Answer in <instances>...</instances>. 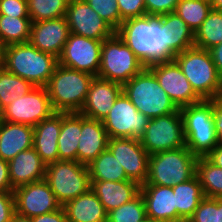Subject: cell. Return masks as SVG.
<instances>
[{
  "instance_id": "obj_1",
  "label": "cell",
  "mask_w": 222,
  "mask_h": 222,
  "mask_svg": "<svg viewBox=\"0 0 222 222\" xmlns=\"http://www.w3.org/2000/svg\"><path fill=\"white\" fill-rule=\"evenodd\" d=\"M167 27L157 16L145 15L122 22L115 31L145 67L173 60L168 49Z\"/></svg>"
},
{
  "instance_id": "obj_2",
  "label": "cell",
  "mask_w": 222,
  "mask_h": 222,
  "mask_svg": "<svg viewBox=\"0 0 222 222\" xmlns=\"http://www.w3.org/2000/svg\"><path fill=\"white\" fill-rule=\"evenodd\" d=\"M58 64L57 57L30 42L6 45L4 68L35 87H46Z\"/></svg>"
},
{
  "instance_id": "obj_3",
  "label": "cell",
  "mask_w": 222,
  "mask_h": 222,
  "mask_svg": "<svg viewBox=\"0 0 222 222\" xmlns=\"http://www.w3.org/2000/svg\"><path fill=\"white\" fill-rule=\"evenodd\" d=\"M173 60L202 100L222 98V77L217 71L209 50L193 46L176 54Z\"/></svg>"
},
{
  "instance_id": "obj_4",
  "label": "cell",
  "mask_w": 222,
  "mask_h": 222,
  "mask_svg": "<svg viewBox=\"0 0 222 222\" xmlns=\"http://www.w3.org/2000/svg\"><path fill=\"white\" fill-rule=\"evenodd\" d=\"M95 76L57 65L46 86L55 112H80Z\"/></svg>"
},
{
  "instance_id": "obj_5",
  "label": "cell",
  "mask_w": 222,
  "mask_h": 222,
  "mask_svg": "<svg viewBox=\"0 0 222 222\" xmlns=\"http://www.w3.org/2000/svg\"><path fill=\"white\" fill-rule=\"evenodd\" d=\"M183 119L185 146L197 157H206L217 145L213 100L179 109Z\"/></svg>"
},
{
  "instance_id": "obj_6",
  "label": "cell",
  "mask_w": 222,
  "mask_h": 222,
  "mask_svg": "<svg viewBox=\"0 0 222 222\" xmlns=\"http://www.w3.org/2000/svg\"><path fill=\"white\" fill-rule=\"evenodd\" d=\"M197 159L186 146L150 155L148 178L143 185L173 187L187 182L196 174Z\"/></svg>"
},
{
  "instance_id": "obj_7",
  "label": "cell",
  "mask_w": 222,
  "mask_h": 222,
  "mask_svg": "<svg viewBox=\"0 0 222 222\" xmlns=\"http://www.w3.org/2000/svg\"><path fill=\"white\" fill-rule=\"evenodd\" d=\"M122 92L137 110L149 119L165 116L178 110L147 67L123 84Z\"/></svg>"
},
{
  "instance_id": "obj_8",
  "label": "cell",
  "mask_w": 222,
  "mask_h": 222,
  "mask_svg": "<svg viewBox=\"0 0 222 222\" xmlns=\"http://www.w3.org/2000/svg\"><path fill=\"white\" fill-rule=\"evenodd\" d=\"M44 180L61 206L91 189L88 166L77 161L58 160L46 165Z\"/></svg>"
},
{
  "instance_id": "obj_9",
  "label": "cell",
  "mask_w": 222,
  "mask_h": 222,
  "mask_svg": "<svg viewBox=\"0 0 222 222\" xmlns=\"http://www.w3.org/2000/svg\"><path fill=\"white\" fill-rule=\"evenodd\" d=\"M144 68V64L116 32L103 40L101 64L97 77L123 85Z\"/></svg>"
},
{
  "instance_id": "obj_10",
  "label": "cell",
  "mask_w": 222,
  "mask_h": 222,
  "mask_svg": "<svg viewBox=\"0 0 222 222\" xmlns=\"http://www.w3.org/2000/svg\"><path fill=\"white\" fill-rule=\"evenodd\" d=\"M139 140L149 155L184 147L185 136L180 110L150 119Z\"/></svg>"
},
{
  "instance_id": "obj_11",
  "label": "cell",
  "mask_w": 222,
  "mask_h": 222,
  "mask_svg": "<svg viewBox=\"0 0 222 222\" xmlns=\"http://www.w3.org/2000/svg\"><path fill=\"white\" fill-rule=\"evenodd\" d=\"M55 111L46 87H34L0 111V120L35 127Z\"/></svg>"
},
{
  "instance_id": "obj_12",
  "label": "cell",
  "mask_w": 222,
  "mask_h": 222,
  "mask_svg": "<svg viewBox=\"0 0 222 222\" xmlns=\"http://www.w3.org/2000/svg\"><path fill=\"white\" fill-rule=\"evenodd\" d=\"M149 118L139 112L130 99L122 92L102 120L111 138H138L145 133Z\"/></svg>"
},
{
  "instance_id": "obj_13",
  "label": "cell",
  "mask_w": 222,
  "mask_h": 222,
  "mask_svg": "<svg viewBox=\"0 0 222 222\" xmlns=\"http://www.w3.org/2000/svg\"><path fill=\"white\" fill-rule=\"evenodd\" d=\"M102 42L70 33L58 58L59 64L97 77L101 64Z\"/></svg>"
},
{
  "instance_id": "obj_14",
  "label": "cell",
  "mask_w": 222,
  "mask_h": 222,
  "mask_svg": "<svg viewBox=\"0 0 222 222\" xmlns=\"http://www.w3.org/2000/svg\"><path fill=\"white\" fill-rule=\"evenodd\" d=\"M147 68L178 109L202 101L174 60L157 62Z\"/></svg>"
},
{
  "instance_id": "obj_15",
  "label": "cell",
  "mask_w": 222,
  "mask_h": 222,
  "mask_svg": "<svg viewBox=\"0 0 222 222\" xmlns=\"http://www.w3.org/2000/svg\"><path fill=\"white\" fill-rule=\"evenodd\" d=\"M108 149L122 165L129 180L140 186L146 183L150 155L138 138H111Z\"/></svg>"
},
{
  "instance_id": "obj_16",
  "label": "cell",
  "mask_w": 222,
  "mask_h": 222,
  "mask_svg": "<svg viewBox=\"0 0 222 222\" xmlns=\"http://www.w3.org/2000/svg\"><path fill=\"white\" fill-rule=\"evenodd\" d=\"M65 17L70 33L75 35L103 41L115 33L86 0H69Z\"/></svg>"
},
{
  "instance_id": "obj_17",
  "label": "cell",
  "mask_w": 222,
  "mask_h": 222,
  "mask_svg": "<svg viewBox=\"0 0 222 222\" xmlns=\"http://www.w3.org/2000/svg\"><path fill=\"white\" fill-rule=\"evenodd\" d=\"M13 194L15 212L29 218L56 211L61 207L44 179L18 187L13 190Z\"/></svg>"
},
{
  "instance_id": "obj_18",
  "label": "cell",
  "mask_w": 222,
  "mask_h": 222,
  "mask_svg": "<svg viewBox=\"0 0 222 222\" xmlns=\"http://www.w3.org/2000/svg\"><path fill=\"white\" fill-rule=\"evenodd\" d=\"M70 35L66 17L32 22L29 42L59 58Z\"/></svg>"
},
{
  "instance_id": "obj_19",
  "label": "cell",
  "mask_w": 222,
  "mask_h": 222,
  "mask_svg": "<svg viewBox=\"0 0 222 222\" xmlns=\"http://www.w3.org/2000/svg\"><path fill=\"white\" fill-rule=\"evenodd\" d=\"M122 93V85L117 82L94 77L80 114L85 117L103 120Z\"/></svg>"
},
{
  "instance_id": "obj_20",
  "label": "cell",
  "mask_w": 222,
  "mask_h": 222,
  "mask_svg": "<svg viewBox=\"0 0 222 222\" xmlns=\"http://www.w3.org/2000/svg\"><path fill=\"white\" fill-rule=\"evenodd\" d=\"M109 136L101 120L81 114V133L77 148V162L88 165L108 148Z\"/></svg>"
},
{
  "instance_id": "obj_21",
  "label": "cell",
  "mask_w": 222,
  "mask_h": 222,
  "mask_svg": "<svg viewBox=\"0 0 222 222\" xmlns=\"http://www.w3.org/2000/svg\"><path fill=\"white\" fill-rule=\"evenodd\" d=\"M140 193L144 200L146 216L159 222L182 218L175 209L173 187L141 185Z\"/></svg>"
},
{
  "instance_id": "obj_22",
  "label": "cell",
  "mask_w": 222,
  "mask_h": 222,
  "mask_svg": "<svg viewBox=\"0 0 222 222\" xmlns=\"http://www.w3.org/2000/svg\"><path fill=\"white\" fill-rule=\"evenodd\" d=\"M61 130V112H54L34 127L33 148L45 165L59 160L58 138Z\"/></svg>"
},
{
  "instance_id": "obj_23",
  "label": "cell",
  "mask_w": 222,
  "mask_h": 222,
  "mask_svg": "<svg viewBox=\"0 0 222 222\" xmlns=\"http://www.w3.org/2000/svg\"><path fill=\"white\" fill-rule=\"evenodd\" d=\"M8 164L13 189L45 178L46 165L33 147L17 154Z\"/></svg>"
},
{
  "instance_id": "obj_24",
  "label": "cell",
  "mask_w": 222,
  "mask_h": 222,
  "mask_svg": "<svg viewBox=\"0 0 222 222\" xmlns=\"http://www.w3.org/2000/svg\"><path fill=\"white\" fill-rule=\"evenodd\" d=\"M34 127L0 120V158L9 162L33 147Z\"/></svg>"
},
{
  "instance_id": "obj_25",
  "label": "cell",
  "mask_w": 222,
  "mask_h": 222,
  "mask_svg": "<svg viewBox=\"0 0 222 222\" xmlns=\"http://www.w3.org/2000/svg\"><path fill=\"white\" fill-rule=\"evenodd\" d=\"M140 188L141 186L132 180L91 181V190L107 213L135 198L140 193Z\"/></svg>"
},
{
  "instance_id": "obj_26",
  "label": "cell",
  "mask_w": 222,
  "mask_h": 222,
  "mask_svg": "<svg viewBox=\"0 0 222 222\" xmlns=\"http://www.w3.org/2000/svg\"><path fill=\"white\" fill-rule=\"evenodd\" d=\"M62 207L68 222H107L108 213L91 189Z\"/></svg>"
},
{
  "instance_id": "obj_27",
  "label": "cell",
  "mask_w": 222,
  "mask_h": 222,
  "mask_svg": "<svg viewBox=\"0 0 222 222\" xmlns=\"http://www.w3.org/2000/svg\"><path fill=\"white\" fill-rule=\"evenodd\" d=\"M81 133V114L61 112V130L58 138L59 160L77 161Z\"/></svg>"
},
{
  "instance_id": "obj_28",
  "label": "cell",
  "mask_w": 222,
  "mask_h": 222,
  "mask_svg": "<svg viewBox=\"0 0 222 222\" xmlns=\"http://www.w3.org/2000/svg\"><path fill=\"white\" fill-rule=\"evenodd\" d=\"M167 27L168 49L179 54L194 46V32L175 12L158 16Z\"/></svg>"
},
{
  "instance_id": "obj_29",
  "label": "cell",
  "mask_w": 222,
  "mask_h": 222,
  "mask_svg": "<svg viewBox=\"0 0 222 222\" xmlns=\"http://www.w3.org/2000/svg\"><path fill=\"white\" fill-rule=\"evenodd\" d=\"M175 209L182 218L189 219L204 198L198 177L173 186Z\"/></svg>"
},
{
  "instance_id": "obj_30",
  "label": "cell",
  "mask_w": 222,
  "mask_h": 222,
  "mask_svg": "<svg viewBox=\"0 0 222 222\" xmlns=\"http://www.w3.org/2000/svg\"><path fill=\"white\" fill-rule=\"evenodd\" d=\"M91 181L129 180L122 165L107 148L87 165Z\"/></svg>"
},
{
  "instance_id": "obj_31",
  "label": "cell",
  "mask_w": 222,
  "mask_h": 222,
  "mask_svg": "<svg viewBox=\"0 0 222 222\" xmlns=\"http://www.w3.org/2000/svg\"><path fill=\"white\" fill-rule=\"evenodd\" d=\"M222 42V11L212 9L194 33V46L210 50Z\"/></svg>"
},
{
  "instance_id": "obj_32",
  "label": "cell",
  "mask_w": 222,
  "mask_h": 222,
  "mask_svg": "<svg viewBox=\"0 0 222 222\" xmlns=\"http://www.w3.org/2000/svg\"><path fill=\"white\" fill-rule=\"evenodd\" d=\"M204 197H222V168L215 166L206 157H198L196 174Z\"/></svg>"
},
{
  "instance_id": "obj_33",
  "label": "cell",
  "mask_w": 222,
  "mask_h": 222,
  "mask_svg": "<svg viewBox=\"0 0 222 222\" xmlns=\"http://www.w3.org/2000/svg\"><path fill=\"white\" fill-rule=\"evenodd\" d=\"M35 86L25 79L0 68V111L13 102L29 93Z\"/></svg>"
},
{
  "instance_id": "obj_34",
  "label": "cell",
  "mask_w": 222,
  "mask_h": 222,
  "mask_svg": "<svg viewBox=\"0 0 222 222\" xmlns=\"http://www.w3.org/2000/svg\"><path fill=\"white\" fill-rule=\"evenodd\" d=\"M31 25L30 18L0 15V40L5 45L29 42Z\"/></svg>"
},
{
  "instance_id": "obj_35",
  "label": "cell",
  "mask_w": 222,
  "mask_h": 222,
  "mask_svg": "<svg viewBox=\"0 0 222 222\" xmlns=\"http://www.w3.org/2000/svg\"><path fill=\"white\" fill-rule=\"evenodd\" d=\"M212 10L209 0H180L176 6L177 13L195 33Z\"/></svg>"
},
{
  "instance_id": "obj_36",
  "label": "cell",
  "mask_w": 222,
  "mask_h": 222,
  "mask_svg": "<svg viewBox=\"0 0 222 222\" xmlns=\"http://www.w3.org/2000/svg\"><path fill=\"white\" fill-rule=\"evenodd\" d=\"M69 0H27L32 22L65 17Z\"/></svg>"
},
{
  "instance_id": "obj_37",
  "label": "cell",
  "mask_w": 222,
  "mask_h": 222,
  "mask_svg": "<svg viewBox=\"0 0 222 222\" xmlns=\"http://www.w3.org/2000/svg\"><path fill=\"white\" fill-rule=\"evenodd\" d=\"M146 216L145 204L141 193L131 201L111 210L107 222H139Z\"/></svg>"
},
{
  "instance_id": "obj_38",
  "label": "cell",
  "mask_w": 222,
  "mask_h": 222,
  "mask_svg": "<svg viewBox=\"0 0 222 222\" xmlns=\"http://www.w3.org/2000/svg\"><path fill=\"white\" fill-rule=\"evenodd\" d=\"M89 6L100 15L115 31L122 24L117 0H86Z\"/></svg>"
},
{
  "instance_id": "obj_39",
  "label": "cell",
  "mask_w": 222,
  "mask_h": 222,
  "mask_svg": "<svg viewBox=\"0 0 222 222\" xmlns=\"http://www.w3.org/2000/svg\"><path fill=\"white\" fill-rule=\"evenodd\" d=\"M189 219L191 222H218V198L204 197Z\"/></svg>"
},
{
  "instance_id": "obj_40",
  "label": "cell",
  "mask_w": 222,
  "mask_h": 222,
  "mask_svg": "<svg viewBox=\"0 0 222 222\" xmlns=\"http://www.w3.org/2000/svg\"><path fill=\"white\" fill-rule=\"evenodd\" d=\"M117 2L123 21L147 15L144 0H117Z\"/></svg>"
},
{
  "instance_id": "obj_41",
  "label": "cell",
  "mask_w": 222,
  "mask_h": 222,
  "mask_svg": "<svg viewBox=\"0 0 222 222\" xmlns=\"http://www.w3.org/2000/svg\"><path fill=\"white\" fill-rule=\"evenodd\" d=\"M0 15L29 18L27 0H0Z\"/></svg>"
},
{
  "instance_id": "obj_42",
  "label": "cell",
  "mask_w": 222,
  "mask_h": 222,
  "mask_svg": "<svg viewBox=\"0 0 222 222\" xmlns=\"http://www.w3.org/2000/svg\"><path fill=\"white\" fill-rule=\"evenodd\" d=\"M146 14L151 16H161L175 12L176 6L180 0H144Z\"/></svg>"
},
{
  "instance_id": "obj_43",
  "label": "cell",
  "mask_w": 222,
  "mask_h": 222,
  "mask_svg": "<svg viewBox=\"0 0 222 222\" xmlns=\"http://www.w3.org/2000/svg\"><path fill=\"white\" fill-rule=\"evenodd\" d=\"M15 213L13 192H0V222H11Z\"/></svg>"
},
{
  "instance_id": "obj_44",
  "label": "cell",
  "mask_w": 222,
  "mask_h": 222,
  "mask_svg": "<svg viewBox=\"0 0 222 222\" xmlns=\"http://www.w3.org/2000/svg\"><path fill=\"white\" fill-rule=\"evenodd\" d=\"M32 222H68L64 208L32 217Z\"/></svg>"
},
{
  "instance_id": "obj_45",
  "label": "cell",
  "mask_w": 222,
  "mask_h": 222,
  "mask_svg": "<svg viewBox=\"0 0 222 222\" xmlns=\"http://www.w3.org/2000/svg\"><path fill=\"white\" fill-rule=\"evenodd\" d=\"M214 126L219 143H222V98L213 99Z\"/></svg>"
},
{
  "instance_id": "obj_46",
  "label": "cell",
  "mask_w": 222,
  "mask_h": 222,
  "mask_svg": "<svg viewBox=\"0 0 222 222\" xmlns=\"http://www.w3.org/2000/svg\"><path fill=\"white\" fill-rule=\"evenodd\" d=\"M9 177V164L0 158V192H13Z\"/></svg>"
},
{
  "instance_id": "obj_47",
  "label": "cell",
  "mask_w": 222,
  "mask_h": 222,
  "mask_svg": "<svg viewBox=\"0 0 222 222\" xmlns=\"http://www.w3.org/2000/svg\"><path fill=\"white\" fill-rule=\"evenodd\" d=\"M209 51L217 71L222 77V42L212 47Z\"/></svg>"
},
{
  "instance_id": "obj_48",
  "label": "cell",
  "mask_w": 222,
  "mask_h": 222,
  "mask_svg": "<svg viewBox=\"0 0 222 222\" xmlns=\"http://www.w3.org/2000/svg\"><path fill=\"white\" fill-rule=\"evenodd\" d=\"M206 158L215 166L222 168V143H218Z\"/></svg>"
},
{
  "instance_id": "obj_49",
  "label": "cell",
  "mask_w": 222,
  "mask_h": 222,
  "mask_svg": "<svg viewBox=\"0 0 222 222\" xmlns=\"http://www.w3.org/2000/svg\"><path fill=\"white\" fill-rule=\"evenodd\" d=\"M11 222H32V218L20 215L15 212L14 215L12 216Z\"/></svg>"
},
{
  "instance_id": "obj_50",
  "label": "cell",
  "mask_w": 222,
  "mask_h": 222,
  "mask_svg": "<svg viewBox=\"0 0 222 222\" xmlns=\"http://www.w3.org/2000/svg\"><path fill=\"white\" fill-rule=\"evenodd\" d=\"M6 45L0 40V68L4 67Z\"/></svg>"
},
{
  "instance_id": "obj_51",
  "label": "cell",
  "mask_w": 222,
  "mask_h": 222,
  "mask_svg": "<svg viewBox=\"0 0 222 222\" xmlns=\"http://www.w3.org/2000/svg\"><path fill=\"white\" fill-rule=\"evenodd\" d=\"M212 9L222 11V0H209Z\"/></svg>"
},
{
  "instance_id": "obj_52",
  "label": "cell",
  "mask_w": 222,
  "mask_h": 222,
  "mask_svg": "<svg viewBox=\"0 0 222 222\" xmlns=\"http://www.w3.org/2000/svg\"><path fill=\"white\" fill-rule=\"evenodd\" d=\"M218 222H222V197H218Z\"/></svg>"
},
{
  "instance_id": "obj_53",
  "label": "cell",
  "mask_w": 222,
  "mask_h": 222,
  "mask_svg": "<svg viewBox=\"0 0 222 222\" xmlns=\"http://www.w3.org/2000/svg\"><path fill=\"white\" fill-rule=\"evenodd\" d=\"M139 222H159V221H155L154 219H152L151 217L145 216L141 221Z\"/></svg>"
},
{
  "instance_id": "obj_54",
  "label": "cell",
  "mask_w": 222,
  "mask_h": 222,
  "mask_svg": "<svg viewBox=\"0 0 222 222\" xmlns=\"http://www.w3.org/2000/svg\"><path fill=\"white\" fill-rule=\"evenodd\" d=\"M168 222H191L190 219L187 218H181V219H177V220H171Z\"/></svg>"
}]
</instances>
